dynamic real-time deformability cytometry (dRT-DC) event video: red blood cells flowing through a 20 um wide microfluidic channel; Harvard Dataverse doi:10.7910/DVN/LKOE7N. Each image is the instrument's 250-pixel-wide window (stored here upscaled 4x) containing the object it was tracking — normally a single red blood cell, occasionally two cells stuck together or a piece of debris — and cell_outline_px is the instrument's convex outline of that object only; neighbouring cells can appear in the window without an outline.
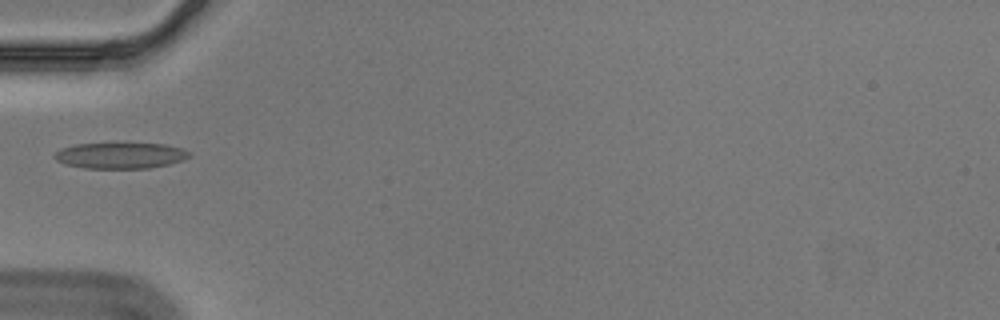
{"species": "Egyptian fruit bat (a non-hibernating species)", "species_latin": "Rousettus aegyptiacus", "temperature_condition": "cold", "stored_images_in_passage": 38, "camera_frame_rate_fps": 3000, "um_per_image_px": 0.085, "animal": {"sex": "male"}, "frame": {"image": 1, "passage_image": 1, "time_ms": 0.0, "image_size_px": [1000, 320], "cell_outline_px": [[192, 156], [184, 160], [168, 164], [148, 168], [84, 168], [68, 164], [56, 160], [52, 156], [60, 148], [76, 144], [116, 140], [164, 144], [180, 148], [188, 152]], "centroid_in_image_um": [10.21, 13.16], "position_along_channel_um": 74.8, "area_um2": 21.39}}
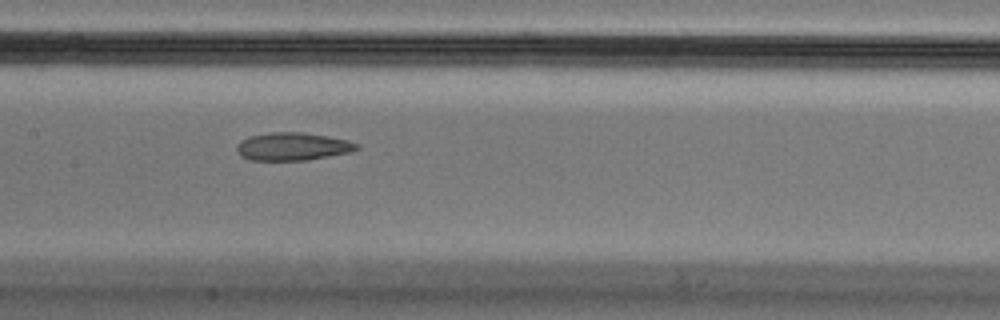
{"frame": {"image": 2, "passage_image": 10, "time_ms": 3.0, "image_size_px": [1000, 320], "cell_outline_px": [[360, 148], [352, 152], [308, 160], [248, 160], [240, 156], [236, 152], [236, 144], [240, 140], [248, 136], [272, 132], [300, 132], [328, 136], [348, 140], [360, 144]], "centroid_in_image_um": [24.86, 12.45], "position_along_channel_um": 182.5, "area_um2": 19.83}}
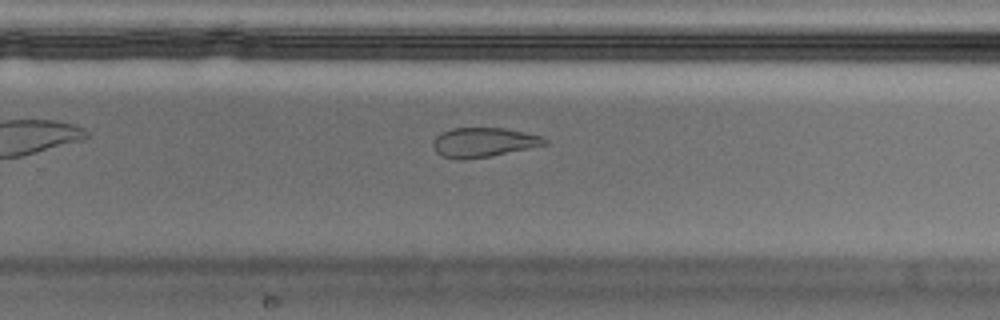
{"frame": {"image": 3, "passage_image": 19, "time_ms": 6.0, "image_size_px": [1000, 320], "cell_outline_px": [[548, 144], [492, 156], [464, 160], [456, 160], [440, 156], [432, 148], [432, 140], [440, 132], [452, 128], [504, 128], [524, 132], [540, 136], [548, 140]], "centroid_in_image_um": [41.03, 12.11], "position_along_channel_um": 288.8, "area_um2": 19.48}}